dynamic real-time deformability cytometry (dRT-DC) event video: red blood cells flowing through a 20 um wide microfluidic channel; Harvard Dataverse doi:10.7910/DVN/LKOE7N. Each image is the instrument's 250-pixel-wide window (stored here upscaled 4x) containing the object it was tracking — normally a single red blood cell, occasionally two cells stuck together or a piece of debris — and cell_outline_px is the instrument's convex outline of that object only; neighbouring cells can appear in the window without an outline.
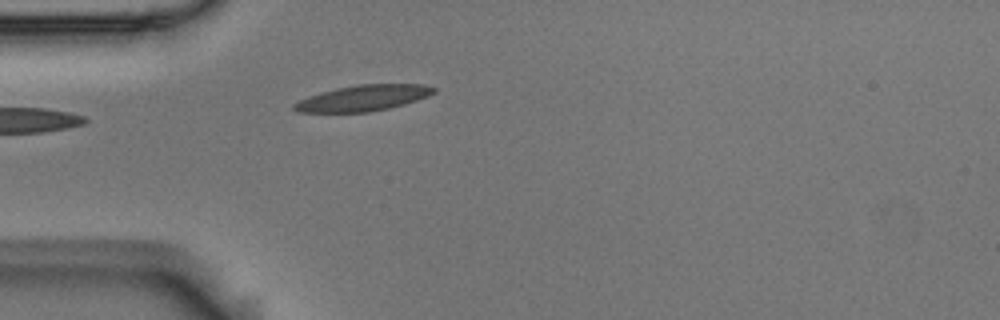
{"species": "Egyptian fruit bat (a non-hibernating species)", "species_latin": "Rousettus aegyptiacus", "temperature_condition": "room temperature", "stored_images_in_passage": 4, "camera_frame_rate_fps": 3000, "um_per_image_px": 0.085, "animal": {"sex": "male"}, "frame": {"image": 1, "passage_image": 4, "time_ms": 1.0, "image_size_px": [1000, 320], "cell_outline_px": [[436, 92], [428, 96], [404, 104], [388, 108], [368, 112], [296, 112], [292, 108], [292, 104], [308, 96], [320, 92], [336, 88], [356, 84], [424, 84], [436, 88]], "centroid_in_image_um": [30.85, 8.32], "position_along_channel_um": 54.2, "area_um2": 21.1}}